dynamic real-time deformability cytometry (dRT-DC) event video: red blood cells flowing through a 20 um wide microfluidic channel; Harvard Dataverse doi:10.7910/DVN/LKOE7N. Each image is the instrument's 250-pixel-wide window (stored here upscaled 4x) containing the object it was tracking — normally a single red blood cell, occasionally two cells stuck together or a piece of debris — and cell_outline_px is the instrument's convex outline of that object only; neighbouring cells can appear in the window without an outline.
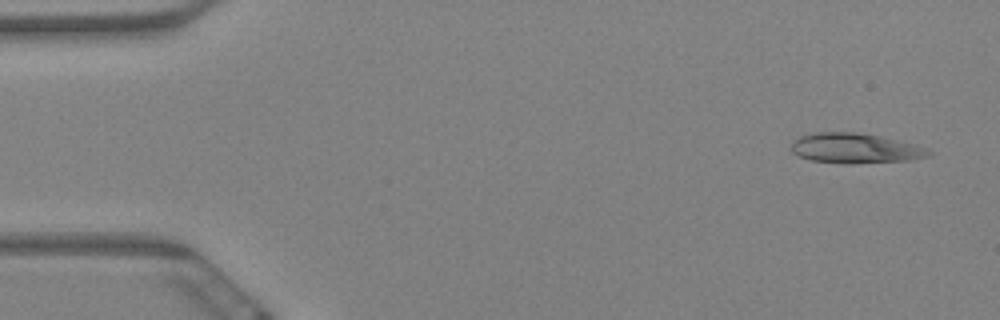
{"species": "Egyptian fruit bat (a non-hibernating species)", "species_latin": "Rousettus aegyptiacus", "temperature_condition": "warm", "stored_images_in_passage": 11, "camera_frame_rate_fps": 3000, "um_per_image_px": 0.085, "animal": {"sex": "female"}, "frame": {"image": 1, "passage_image": 1, "time_ms": 0.0, "image_size_px": [1000, 320], "cell_outline_px": [[932, 156], [908, 160], [852, 164], [848, 164], [812, 160], [800, 156], [792, 152], [792, 144], [800, 136], [816, 132], [856, 132], [880, 136], [928, 148], [932, 152]], "centroid_in_image_um": [72.72, 12.61], "position_along_channel_um": 12.3, "area_um2": 23.87}}
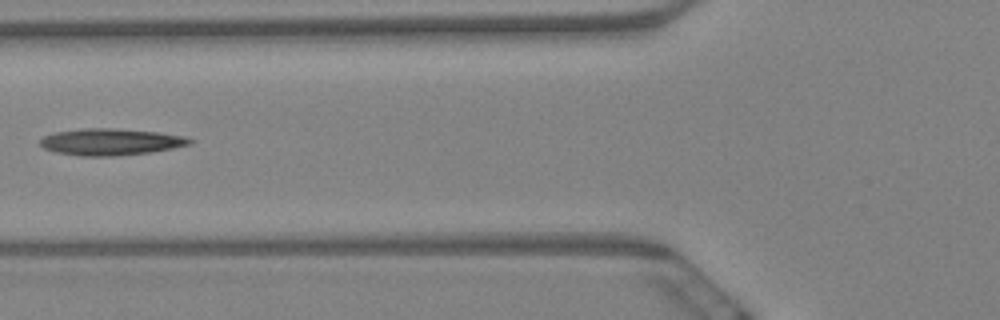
{"frame": {"image": 2, "passage_image": 6, "time_ms": 1.667, "image_size_px": [1000, 320], "cell_outline_px": [[192, 144], [172, 148], [148, 152], [116, 156], [80, 156], [56, 152], [44, 148], [40, 144], [40, 140], [44, 136], [56, 132], [84, 128], [112, 128], [160, 132], [184, 136], [192, 140]], "centroid_in_image_um": [9.41, 12.05], "position_along_channel_um": 116.4, "area_um2": 23.12}}
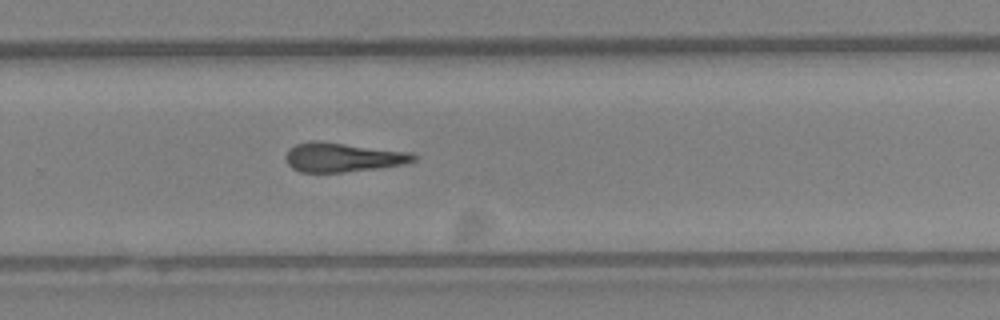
{"frame": {"image": 3, "passage_image": 11, "time_ms": 3.333, "image_size_px": [1000, 320], "cell_outline_px": [[420, 156], [416, 160], [404, 164], [376, 168], [344, 172], [300, 172], [292, 168], [288, 164], [284, 156], [288, 148], [296, 144], [312, 140], [320, 140], [412, 152]], "centroid_in_image_um": [29.13, 13.35], "position_along_channel_um": 300.7, "area_um2": 22.14}}